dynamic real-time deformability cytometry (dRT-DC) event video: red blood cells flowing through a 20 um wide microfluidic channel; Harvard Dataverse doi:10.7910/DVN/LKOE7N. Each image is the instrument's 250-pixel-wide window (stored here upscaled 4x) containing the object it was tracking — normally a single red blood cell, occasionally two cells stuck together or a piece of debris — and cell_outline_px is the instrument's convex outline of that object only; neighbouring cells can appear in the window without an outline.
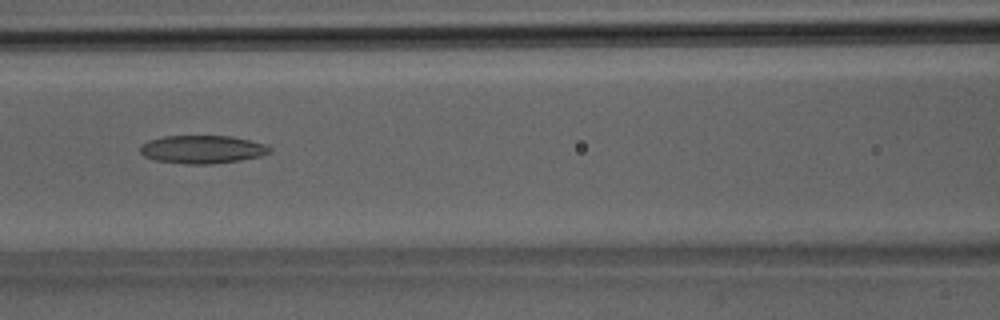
{"species": "Egyptian fruit bat (a non-hibernating species)", "species_latin": "Rousettus aegyptiacus", "temperature_condition": "room temperature", "stored_images_in_passage": 39, "camera_frame_rate_fps": 3000, "um_per_image_px": 0.085, "animal": {"sex": "male"}, "frame": {"image": 1, "passage_image": 17, "time_ms": 5.333, "image_size_px": [1000, 320], "cell_outline_px": [[272, 148], [268, 152], [260, 156], [240, 160], [212, 164], [184, 164], [156, 160], [144, 156], [140, 152], [140, 144], [148, 140], [164, 136], [232, 136], [268, 144]], "centroid_in_image_um": [17.19, 12.69], "position_along_channel_um": 149.4, "area_um2": 21.33}}
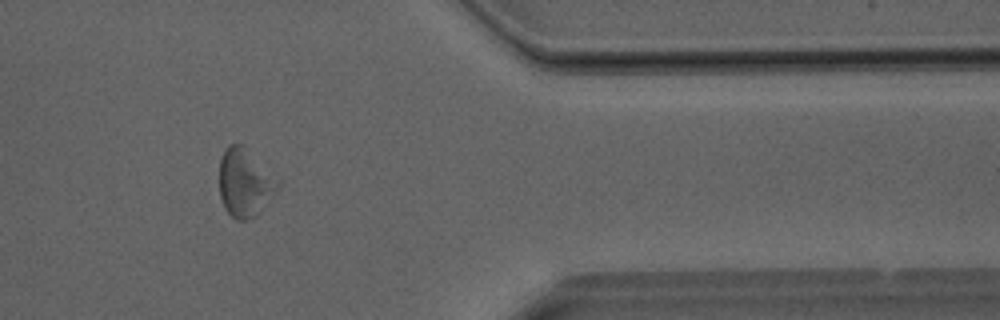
{"frame": {"image": 2, "passage_image": 32, "time_ms": 10.333, "image_size_px": [1000, 320], "cell_outline_px": [[276, 188], [256, 216], [248, 220], [236, 220], [224, 208], [220, 196], [220, 160], [228, 144], [244, 144], [276, 184]], "centroid_in_image_um": [20.7, 15.55], "position_along_channel_um": 390.7, "area_um2": 21.91}}
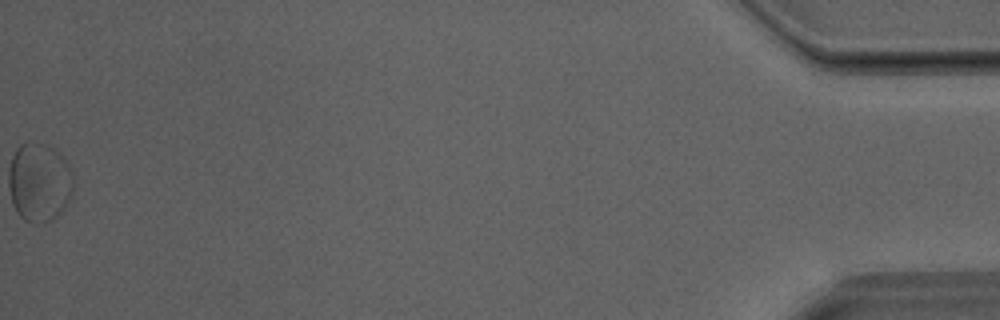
{"frame": {"image": 3, "passage_image": 39, "time_ms": 12.667, "image_size_px": [1000, 320], "cell_outline_px": [[72, 196], [64, 208], [56, 216], [48, 220], [44, 220], [40, 144], [48, 144], [60, 152], [64, 156], [72, 172]], "centroid_in_image_um": [4.66, 15.4], "position_along_channel_um": 430.5, "area_um2": 13.06}}